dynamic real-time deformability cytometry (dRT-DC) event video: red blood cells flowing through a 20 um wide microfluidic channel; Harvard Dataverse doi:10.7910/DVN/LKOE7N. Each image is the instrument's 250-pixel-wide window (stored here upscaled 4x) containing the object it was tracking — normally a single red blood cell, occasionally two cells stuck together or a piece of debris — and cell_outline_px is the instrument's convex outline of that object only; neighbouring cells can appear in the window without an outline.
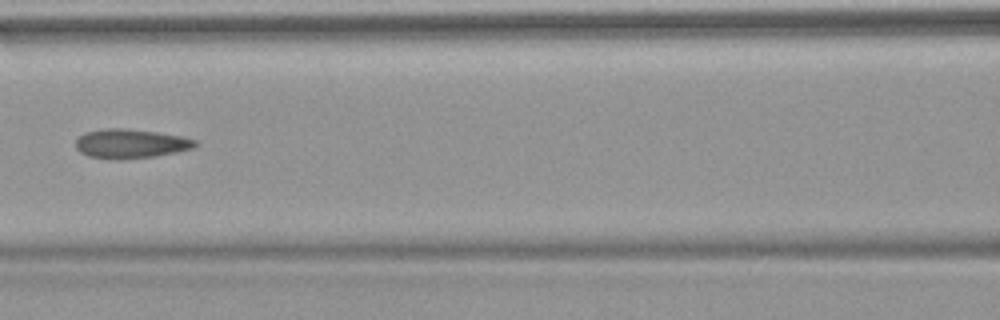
{"species": "common noctule bat (a hibernating species)", "species_latin": "Nyctalus noctula", "temperature_condition": "warm", "stored_images_in_passage": 8, "camera_frame_rate_fps": 3000, "um_per_image_px": 0.085, "animal": {"sex": "female", "body_mass_g": 18.4}, "frame": {"image": 1, "passage_image": 6, "time_ms": 6.0, "image_size_px": [1000, 320], "cell_outline_px": [[200, 144], [192, 148], [176, 152], [156, 156], [88, 156], [80, 152], [76, 148], [76, 140], [84, 132], [104, 128], [124, 128], [156, 132], [180, 136], [196, 140]], "centroid_in_image_um": [11.13, 12.15], "position_along_channel_um": 155.5, "area_um2": 19.42}}
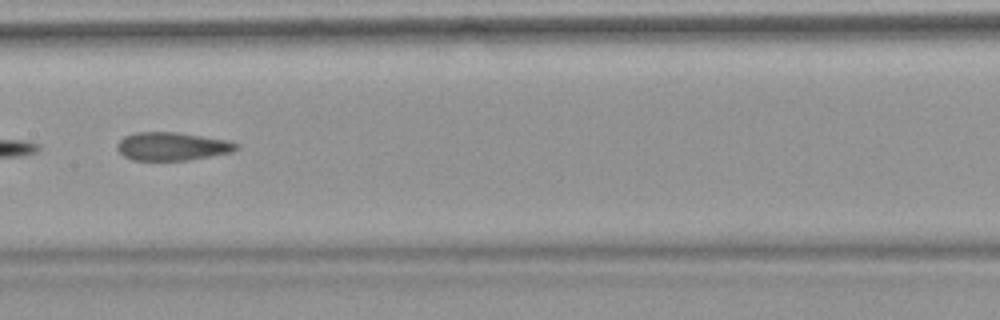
{"frame": {"image": 2, "passage_image": 7, "time_ms": 7.0, "image_size_px": [1000, 320], "cell_outline_px": [[240, 148], [232, 152], [188, 160], [132, 160], [124, 156], [116, 148], [116, 144], [124, 136], [136, 132], [176, 132], [228, 140], [240, 144]], "centroid_in_image_um": [14.64, 12.44], "position_along_channel_um": 192.8, "area_um2": 19.65}}